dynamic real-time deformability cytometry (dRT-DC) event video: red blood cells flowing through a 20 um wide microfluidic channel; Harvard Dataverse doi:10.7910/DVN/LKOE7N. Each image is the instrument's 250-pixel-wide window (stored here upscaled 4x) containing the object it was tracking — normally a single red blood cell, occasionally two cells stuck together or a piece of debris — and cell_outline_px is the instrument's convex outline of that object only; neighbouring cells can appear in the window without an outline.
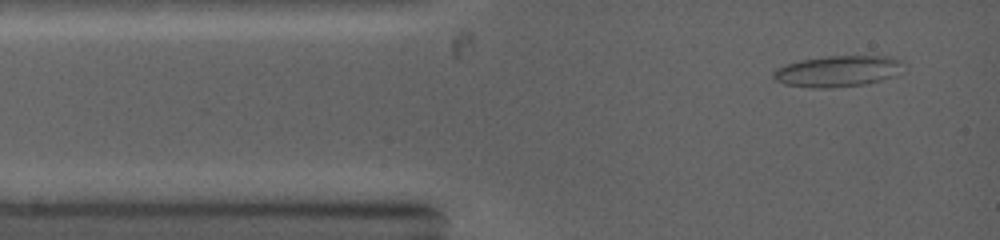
{"species": "common noctule bat (a hibernating species)", "species_latin": "Nyctalus noctula", "temperature_condition": "warm", "stored_images_in_passage": 40, "camera_frame_rate_fps": 5000, "um_per_image_px": 0.085, "animal": {"sex": "female", "body_mass_g": 19.0, "forearm_length_mm": 53.3}, "frame": {"image": 1, "passage_image": 1, "time_ms": 0.0, "image_size_px": [1000, 240], "cell_outline_px": [[900, 60], [896, 76], [864, 84], [832, 88], [812, 88], [784, 84], [776, 80], [772, 76], [772, 72], [776, 68], [800, 60], [828, 56], [892, 56]], "centroid_in_image_um": [71.14, 6.06], "position_along_channel_um": 13.9, "area_um2": 23.35}}
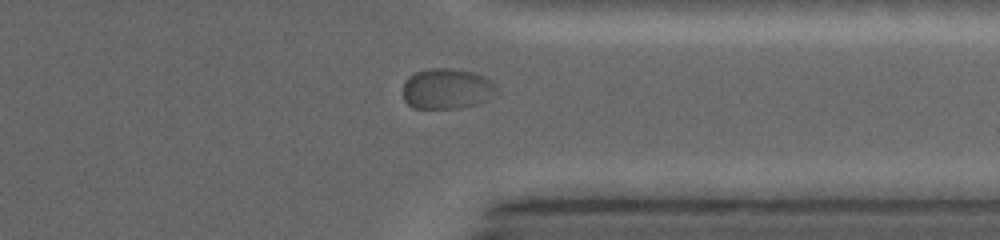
{"frame": {"image": 2, "passage_image": 25, "time_ms": 9.2, "image_size_px": [1000, 240], "cell_outline_px": [[500, 92], [496, 96], [476, 104], [460, 108], [412, 108], [404, 100], [404, 80], [408, 76], [416, 72], [428, 68], [452, 68], [476, 72], [492, 80]], "centroid_in_image_um": [38.03, 7.53], "position_along_channel_um": 373.4, "area_um2": 22.6}}
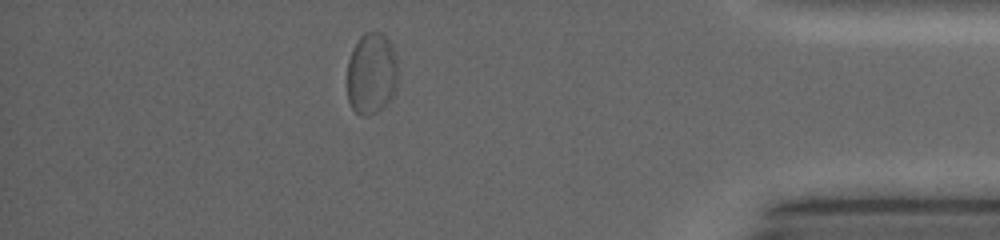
{"frame": {"image": 3, "passage_image": 31, "time_ms": 10.8, "image_size_px": [1000, 240], "cell_outline_px": [[396, 88], [392, 96], [376, 112], [368, 116], [360, 116], [352, 108], [348, 100], [348, 60], [352, 48], [360, 36], [364, 32], [380, 32], [388, 40], [392, 48], [396, 60]], "centroid_in_image_um": [31.54, 6.25], "position_along_channel_um": 403.7, "area_um2": 23.87}}